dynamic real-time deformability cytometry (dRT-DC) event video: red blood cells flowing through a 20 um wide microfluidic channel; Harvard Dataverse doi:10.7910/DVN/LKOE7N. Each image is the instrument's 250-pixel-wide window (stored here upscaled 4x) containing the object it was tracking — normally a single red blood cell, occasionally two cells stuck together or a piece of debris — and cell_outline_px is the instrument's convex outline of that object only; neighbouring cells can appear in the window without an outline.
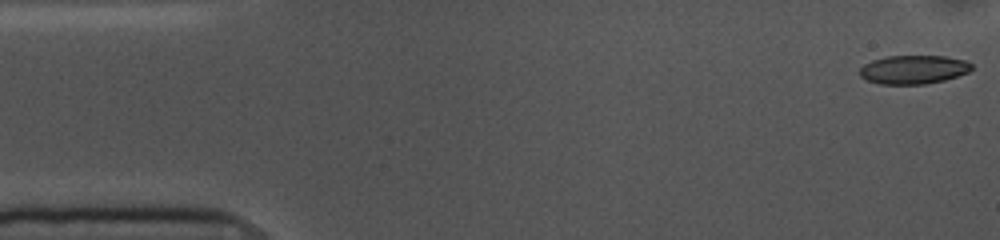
{"species": "common noctule bat (a hibernating species)", "species_latin": "Nyctalus noctula", "temperature_condition": "cold", "stored_images_in_passage": 54, "camera_frame_rate_fps": 3000, "um_per_image_px": 0.085, "animal": {"sex": "female", "body_mass_g": 10.0, "forearm_length_mm": 53.1}, "frame": {"image": 1, "passage_image": 1, "time_ms": 0.0, "image_size_px": [1000, 240], "cell_outline_px": [[972, 68], [968, 72], [944, 80], [924, 84], [880, 84], [868, 80], [860, 76], [860, 68], [864, 64], [872, 60], [888, 56], [944, 56], [964, 60], [972, 64]], "centroid_in_image_um": [77.63, 5.91], "position_along_channel_um": 7.4, "area_um2": 18.55}}
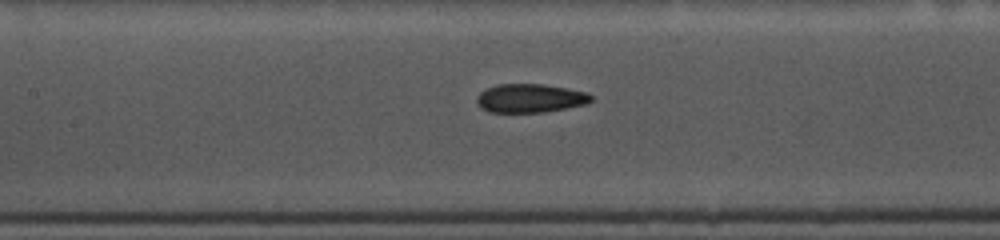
{"frame": {"image": 2, "passage_image": 23, "time_ms": 7.333, "image_size_px": [1000, 240], "cell_outline_px": [[592, 100], [588, 104], [568, 108], [544, 112], [488, 112], [480, 108], [476, 100], [480, 92], [496, 84], [540, 84], [568, 88], [588, 92], [592, 96]], "centroid_in_image_um": [45.09, 8.35], "position_along_channel_um": 162.3, "area_um2": 19.25}}
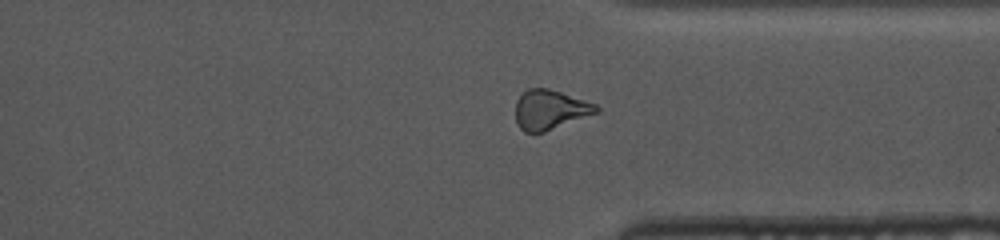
{"frame": {"image": 3, "passage_image": 40, "time_ms": 13.0, "image_size_px": [1000, 240], "cell_outline_px": [[600, 112], [544, 132], [524, 132], [520, 128], [516, 120], [516, 100], [528, 88], [548, 88], [596, 104], [600, 108]], "centroid_in_image_um": [46.77, 9.33], "position_along_channel_um": 364.6, "area_um2": 18.55}, "authors_computed_cell_mechanics": {"area_um2": 19.4786, "velocity_mm_per_s": 3.6036, "shape_relaxation_time_tau1_ms": 5.5155, "shape_relaxation_time_tau2_ms": 2.7739, "deformation_change_tau1": 0.1252, "deformation_change_tau2": 0.0834}}